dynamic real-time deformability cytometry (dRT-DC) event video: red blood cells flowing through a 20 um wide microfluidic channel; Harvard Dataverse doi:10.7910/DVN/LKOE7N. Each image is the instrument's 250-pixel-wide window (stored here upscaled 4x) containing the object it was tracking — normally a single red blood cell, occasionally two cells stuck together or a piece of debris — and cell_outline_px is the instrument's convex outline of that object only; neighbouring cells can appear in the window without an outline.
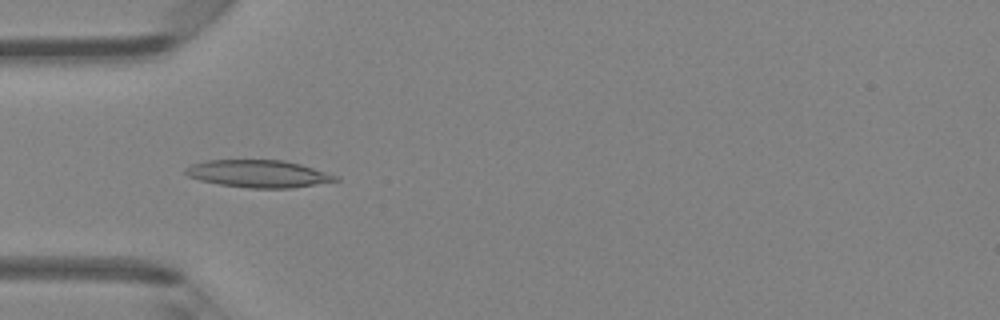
{"species": "Egyptian fruit bat (a non-hibernating species)", "species_latin": "Rousettus aegyptiacus", "temperature_condition": "room temperature", "stored_images_in_passage": 47, "camera_frame_rate_fps": 3000, "um_per_image_px": 0.085, "animal": {"sex": "female"}, "frame": {"image": 1, "passage_image": 15, "time_ms": 4.667, "image_size_px": [1000, 320], "cell_outline_px": [[340, 180], [292, 188], [252, 188], [220, 184], [200, 180], [188, 176], [184, 172], [184, 168], [192, 164], [204, 160], [284, 160], [300, 164], [340, 176]], "centroid_in_image_um": [21.97, 14.76], "position_along_channel_um": 63.0, "area_um2": 23.93}}
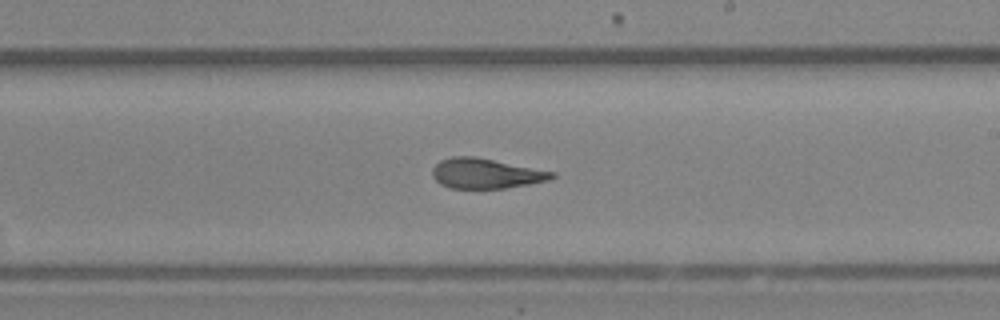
{"frame": {"image": 2, "passage_image": 28, "time_ms": 9.0, "image_size_px": [1000, 320], "cell_outline_px": [[556, 176], [548, 180], [528, 184], [504, 188], [448, 188], [440, 184], [432, 176], [432, 168], [440, 160], [452, 156], [476, 156], [556, 172]], "centroid_in_image_um": [41.28, 14.73], "position_along_channel_um": 247.7, "area_um2": 21.04}}
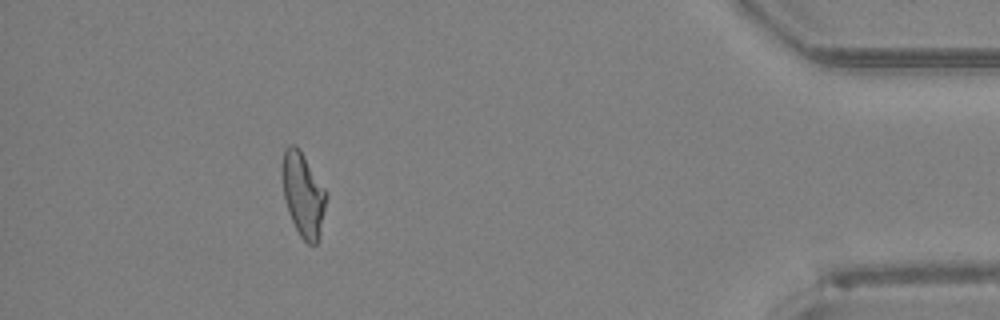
{"frame": {"image": 3, "passage_image": 43, "time_ms": 14.0, "image_size_px": [1000, 320], "cell_outline_px": [[328, 196], [320, 236], [316, 244], [308, 244], [300, 236], [292, 220], [284, 196], [280, 172], [284, 148], [292, 144], [296, 144], [300, 148], [328, 192]], "centroid_in_image_um": [25.78, 16.48], "position_along_channel_um": 409.4, "area_um2": 22.08}, "authors_computed_cell_mechanics": {"area_um2": 22.0796, "velocity_mm_per_s": 4.2983, "shape_relaxation_time_tau1_ms": 7.7743, "shape_relaxation_time_tau2_ms": 1.6553, "deformation_change_tau1": 0.2231, "deformation_change_tau2": 0.0992}}